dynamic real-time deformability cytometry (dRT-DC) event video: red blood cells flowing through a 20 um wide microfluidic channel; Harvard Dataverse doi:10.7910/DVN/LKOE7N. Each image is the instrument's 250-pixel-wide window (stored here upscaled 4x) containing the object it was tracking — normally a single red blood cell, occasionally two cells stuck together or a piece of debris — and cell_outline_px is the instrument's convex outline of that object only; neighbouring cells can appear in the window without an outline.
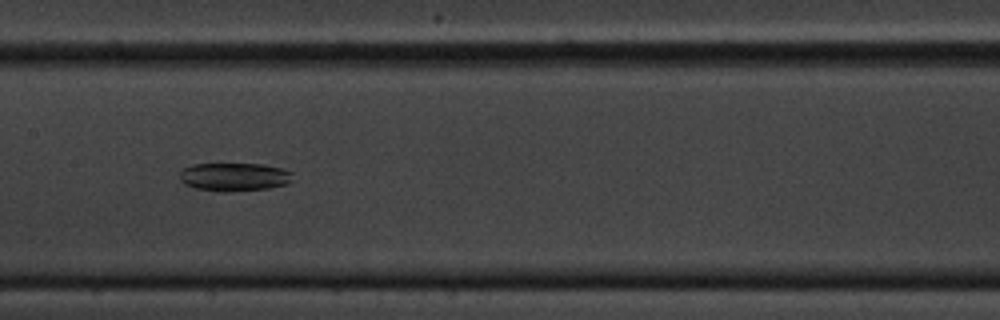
{"species": "common noctule bat (a hibernating species)", "species_latin": "Nyctalus noctula", "temperature_condition": "cold", "stored_images_in_passage": 44, "camera_frame_rate_fps": 3000, "um_per_image_px": 0.085, "animal": {"sex": "male", "body_mass_g": 20.1, "forearm_length_mm": 53.5}, "frame": {"image": 1, "passage_image": 14, "time_ms": 4.333, "image_size_px": [1000, 320], "cell_outline_px": [[292, 180], [288, 184], [268, 188], [228, 192], [220, 192], [196, 188], [184, 184], [180, 180], [180, 172], [184, 168], [192, 164], [264, 164], [280, 168], [292, 172]], "centroid_in_image_um": [19.91, 15.04], "position_along_channel_um": 187.5, "area_um2": 18.73}}
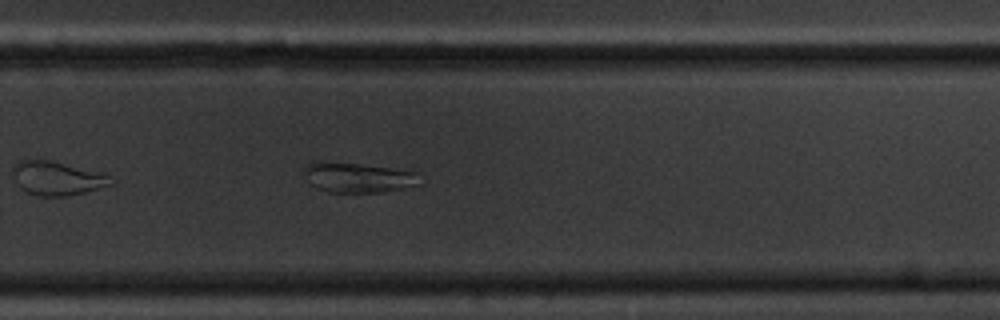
{"frame": {"image": 2, "passage_image": 24, "time_ms": 7.667, "image_size_px": [1000, 320], "cell_outline_px": [[424, 184], [380, 192], [328, 192], [316, 188], [312, 184], [304, 172], [304, 168], [308, 164], [316, 160], [412, 168], [420, 172]], "centroid_in_image_um": [30.6, 15.05], "position_along_channel_um": 299.2, "area_um2": 21.15}}
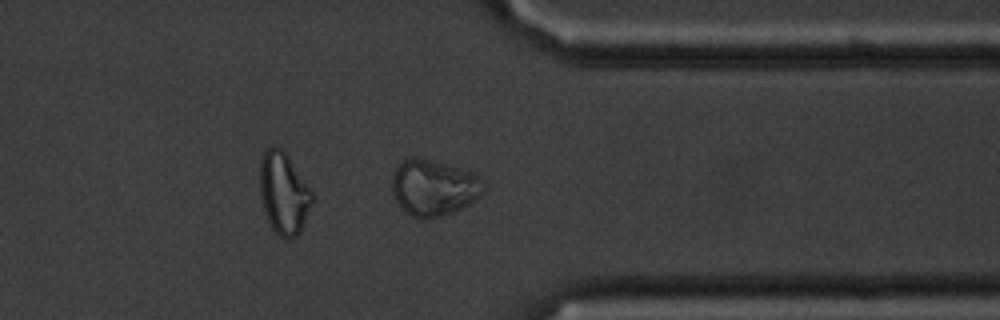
{"frame": {"image": 3, "passage_image": 31, "time_ms": 10.0, "image_size_px": [1000, 320], "cell_outline_px": [[488, 188], [476, 200], [452, 212], [440, 216], [424, 220], [412, 216], [396, 200], [392, 192], [392, 176], [396, 164], [400, 160], [412, 156], [420, 156], [452, 164], [476, 172], [488, 184]], "centroid_in_image_um": [36.92, 15.88], "position_along_channel_um": 374.5, "area_um2": 31.04}}